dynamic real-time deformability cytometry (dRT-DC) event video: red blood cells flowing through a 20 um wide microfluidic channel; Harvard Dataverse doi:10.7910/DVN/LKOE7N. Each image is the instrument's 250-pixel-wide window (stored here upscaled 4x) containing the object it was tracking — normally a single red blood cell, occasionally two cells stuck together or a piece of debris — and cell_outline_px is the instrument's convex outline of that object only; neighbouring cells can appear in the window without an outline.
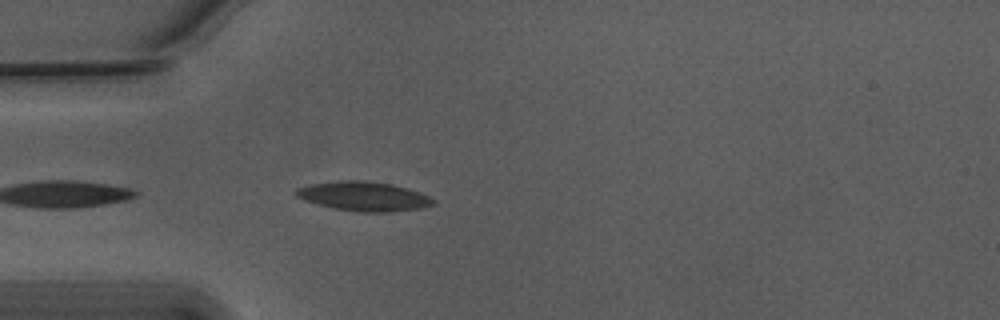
{"species": "Egyptian fruit bat (a non-hibernating species)", "species_latin": "Rousettus aegyptiacus", "temperature_condition": "warm", "stored_images_in_passage": 8, "camera_frame_rate_fps": 3000, "um_per_image_px": 0.085, "animal": {"sex": "male"}, "frame": {"image": 1, "passage_image": 1, "time_ms": 0.0, "image_size_px": [1000, 320], "cell_outline_px": [[436, 204], [420, 208], [392, 212], [360, 212], [336, 208], [304, 200], [296, 196], [296, 188], [312, 184], [340, 180], [368, 180], [392, 184], [420, 192], [436, 200]], "centroid_in_image_um": [30.97, 16.68], "position_along_channel_um": 54.0, "area_um2": 23.35}}